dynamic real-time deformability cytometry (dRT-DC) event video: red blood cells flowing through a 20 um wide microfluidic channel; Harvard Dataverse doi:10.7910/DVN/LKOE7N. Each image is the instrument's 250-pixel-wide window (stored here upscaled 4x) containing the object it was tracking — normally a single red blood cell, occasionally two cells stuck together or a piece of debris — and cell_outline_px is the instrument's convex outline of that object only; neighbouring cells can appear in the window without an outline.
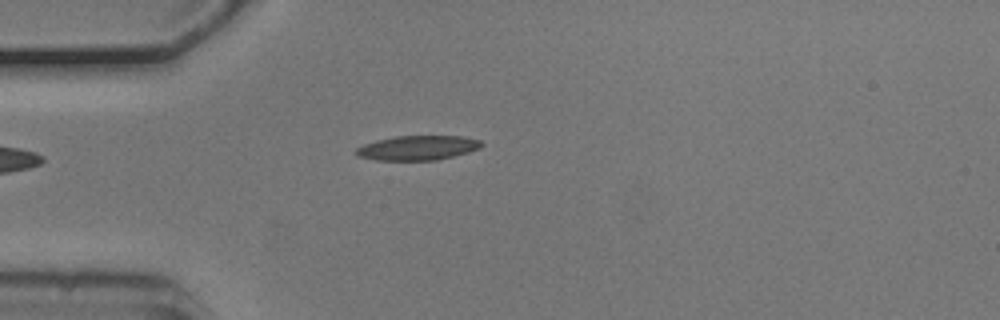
{"species": "common noctule bat (a hibernating species)", "species_latin": "Nyctalus noctula", "temperature_condition": "cold", "stored_images_in_passage": 38, "camera_frame_rate_fps": 3000, "um_per_image_px": 0.085, "animal": {"sex": "male", "body_mass_g": 20.5, "forearm_length_mm": 52.5}, "frame": {"image": 1, "passage_image": 1, "time_ms": 0.0, "image_size_px": [1000, 320], "cell_outline_px": [[484, 144], [480, 148], [468, 152], [436, 160], [376, 160], [356, 156], [352, 152], [356, 148], [364, 144], [376, 140], [396, 136], [460, 136], [480, 140]], "centroid_in_image_um": [35.45, 12.57], "position_along_channel_um": 49.5, "area_um2": 17.98}}
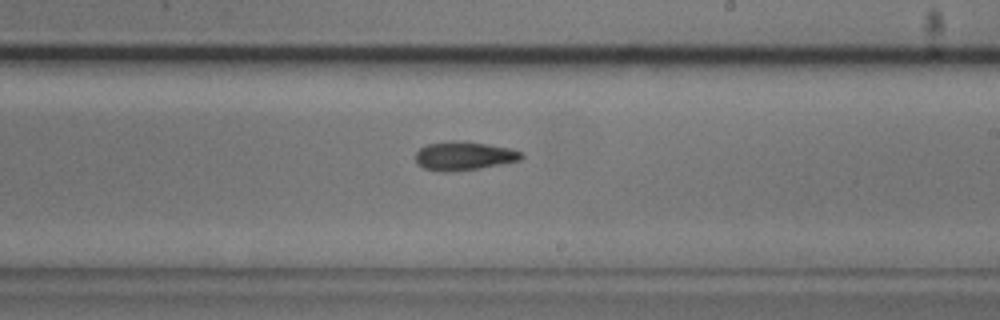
{"frame": {"image": 2, "passage_image": 18, "time_ms": 5.667, "image_size_px": [1000, 320], "cell_outline_px": [[524, 156], [520, 160], [480, 168], [452, 172], [444, 172], [424, 168], [416, 164], [416, 152], [420, 148], [428, 144], [452, 140], [456, 140], [484, 144], [508, 148], [524, 152]], "centroid_in_image_um": [39.42, 13.26], "position_along_channel_um": 249.6, "area_um2": 17.63}}
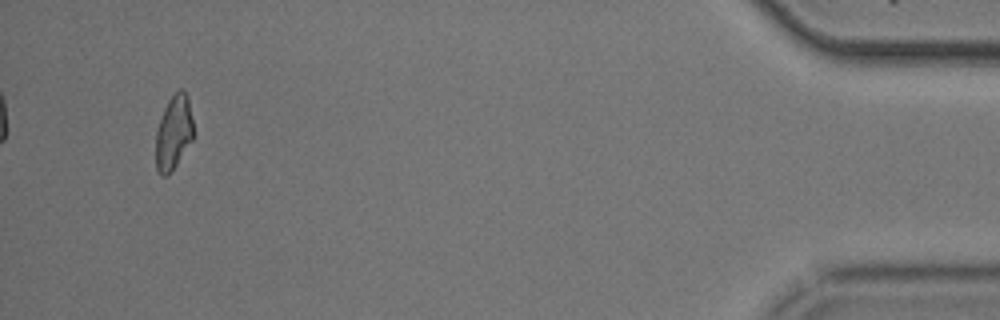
{"frame": {"image": 3, "passage_image": 38, "time_ms": 12.333, "image_size_px": [1000, 320], "cell_outline_px": [[192, 140], [168, 176], [164, 176], [156, 168], [156, 132], [164, 108], [168, 100], [180, 88], [184, 88], [188, 96], [192, 120]], "centroid_in_image_um": [14.75, 11.23], "position_along_channel_um": 420.4, "area_um2": 16.01}, "authors_computed_cell_mechanics": {"area_um2": 17.2533, "velocity_mm_per_s": 3.7219, "shape_relaxation_time_tau1_ms": 3.8021, "shape_relaxation_time_tau2_ms": 7.7584, "deformation_change_tau1": 0.119, "deformation_change_tau2": 0.1532}}